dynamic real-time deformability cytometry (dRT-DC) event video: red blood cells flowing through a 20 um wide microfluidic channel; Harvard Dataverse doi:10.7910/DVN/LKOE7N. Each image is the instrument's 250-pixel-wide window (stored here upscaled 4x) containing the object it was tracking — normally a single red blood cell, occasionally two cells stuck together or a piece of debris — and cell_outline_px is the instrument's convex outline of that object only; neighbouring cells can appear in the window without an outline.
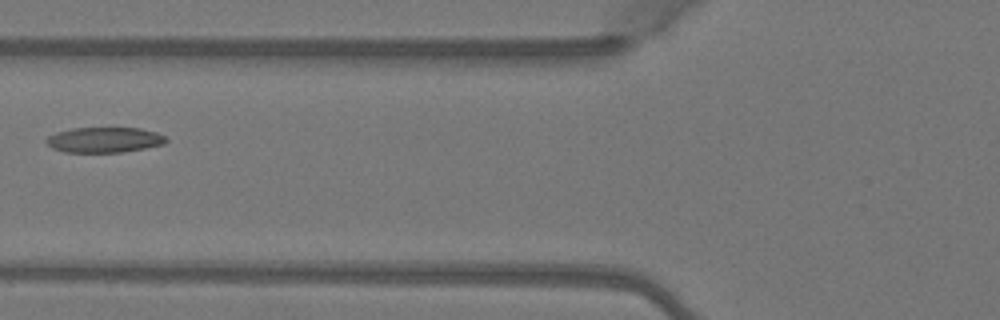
{"species": "Egyptian fruit bat (a non-hibernating species)", "species_latin": "Rousettus aegyptiacus", "temperature_condition": "warm", "stored_images_in_passage": 3, "camera_frame_rate_fps": 3000, "um_per_image_px": 0.085, "animal": {"sex": "female"}, "frame": {"image": 1, "passage_image": 3, "time_ms": 0.667, "image_size_px": [1000, 320], "cell_outline_px": [[168, 140], [164, 144], [124, 152], [64, 152], [52, 148], [44, 140], [48, 136], [56, 132], [72, 128], [140, 128], [156, 132], [164, 136]], "centroid_in_image_um": [8.85, 11.89], "position_along_channel_um": 116.9, "area_um2": 17.69}}